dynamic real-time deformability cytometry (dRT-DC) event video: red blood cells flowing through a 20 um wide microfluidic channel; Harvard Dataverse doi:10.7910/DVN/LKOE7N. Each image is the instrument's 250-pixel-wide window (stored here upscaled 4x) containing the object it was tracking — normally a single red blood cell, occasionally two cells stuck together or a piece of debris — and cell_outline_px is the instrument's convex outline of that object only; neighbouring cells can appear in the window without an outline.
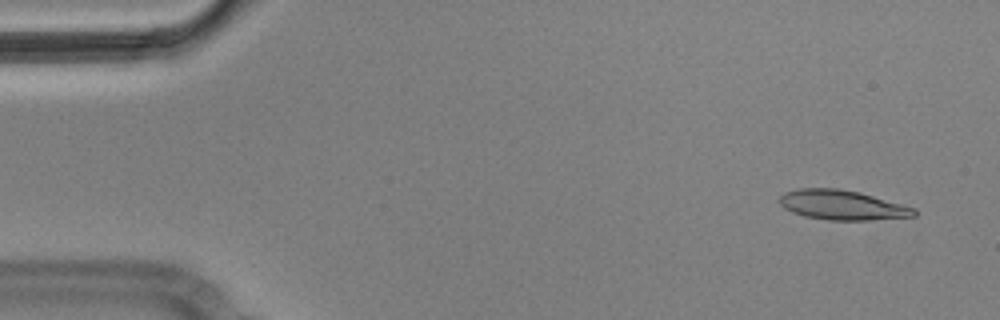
{"species": "Egyptian fruit bat (a non-hibernating species)", "species_latin": "Rousettus aegyptiacus", "temperature_condition": "cold", "stored_images_in_passage": 4, "camera_frame_rate_fps": 3000, "um_per_image_px": 0.085, "animal": {"sex": "male"}, "frame": {"image": 1, "passage_image": 1, "time_ms": 0.0, "image_size_px": [1000, 320], "cell_outline_px": [[916, 216], [868, 220], [828, 220], [804, 216], [792, 212], [784, 208], [780, 204], [780, 196], [784, 192], [800, 188], [840, 188], [860, 192], [916, 208]], "centroid_in_image_um": [71.58, 17.42], "position_along_channel_um": 13.4, "area_um2": 23.35}}
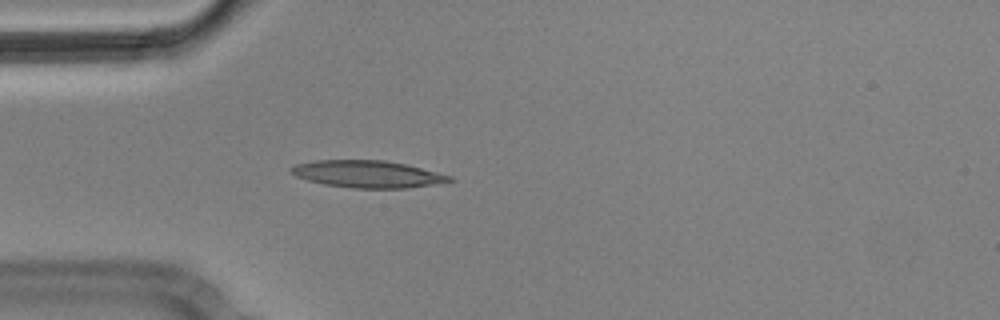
{"frame": {"image": 2, "passage_image": 4, "time_ms": 1.0, "image_size_px": [1000, 320], "cell_outline_px": [[456, 180], [444, 184], [408, 188], [352, 188], [324, 184], [308, 180], [296, 176], [288, 172], [288, 168], [296, 164], [316, 160], [384, 160], [404, 164], [452, 176]], "centroid_in_image_um": [31.27, 14.81], "position_along_channel_um": 53.7, "area_um2": 25.26}}